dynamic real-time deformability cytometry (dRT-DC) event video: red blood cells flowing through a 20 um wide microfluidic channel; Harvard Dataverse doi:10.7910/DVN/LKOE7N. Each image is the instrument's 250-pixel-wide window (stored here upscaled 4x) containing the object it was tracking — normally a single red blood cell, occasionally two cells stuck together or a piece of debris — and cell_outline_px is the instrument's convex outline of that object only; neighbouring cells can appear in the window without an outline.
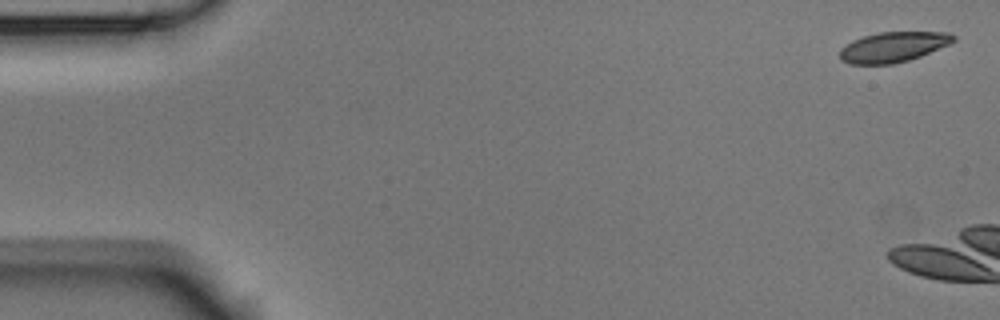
{"species": "Egyptian fruit bat (a non-hibernating species)", "species_latin": "Rousettus aegyptiacus", "temperature_condition": "room temperature", "stored_images_in_passage": 3, "camera_frame_rate_fps": 3000, "um_per_image_px": 0.085, "animal": {"sex": "male"}, "frame": {"image": 1, "passage_image": 1, "time_ms": 0.0, "image_size_px": [1000, 320], "cell_outline_px": [[956, 40], [948, 44], [920, 56], [908, 60], [892, 64], [848, 64], [840, 60], [840, 48], [852, 40], [864, 36], [880, 32], [948, 32], [956, 36]], "centroid_in_image_um": [75.89, 3.99], "position_along_channel_um": 9.1, "area_um2": 19.94}}